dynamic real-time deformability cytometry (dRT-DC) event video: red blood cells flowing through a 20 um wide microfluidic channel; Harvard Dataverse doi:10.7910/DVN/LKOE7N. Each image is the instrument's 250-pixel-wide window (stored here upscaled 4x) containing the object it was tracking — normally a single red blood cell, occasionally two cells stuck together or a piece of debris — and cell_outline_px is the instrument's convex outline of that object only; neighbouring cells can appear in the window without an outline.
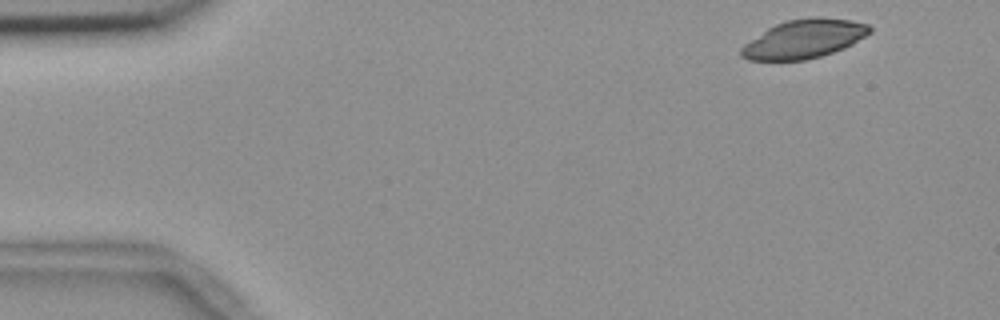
{"species": "common noctule bat (a hibernating species)", "species_latin": "Nyctalus noctula", "temperature_condition": "room temperature", "stored_images_in_passage": 5, "camera_frame_rate_fps": 3000, "um_per_image_px": 0.085, "animal": {"sex": "female", "body_mass_g": 18.4}, "frame": {"image": 1, "passage_image": 1, "time_ms": 0.0, "image_size_px": [1000, 320], "cell_outline_px": [[872, 32], [852, 44], [844, 48], [820, 56], [804, 60], [748, 60], [740, 56], [740, 48], [744, 44], [768, 28], [776, 24], [788, 20], [812, 16], [820, 16], [852, 20], [868, 24], [872, 28]], "centroid_in_image_um": [68.36, 3.3], "position_along_channel_um": 16.6, "area_um2": 29.02}}